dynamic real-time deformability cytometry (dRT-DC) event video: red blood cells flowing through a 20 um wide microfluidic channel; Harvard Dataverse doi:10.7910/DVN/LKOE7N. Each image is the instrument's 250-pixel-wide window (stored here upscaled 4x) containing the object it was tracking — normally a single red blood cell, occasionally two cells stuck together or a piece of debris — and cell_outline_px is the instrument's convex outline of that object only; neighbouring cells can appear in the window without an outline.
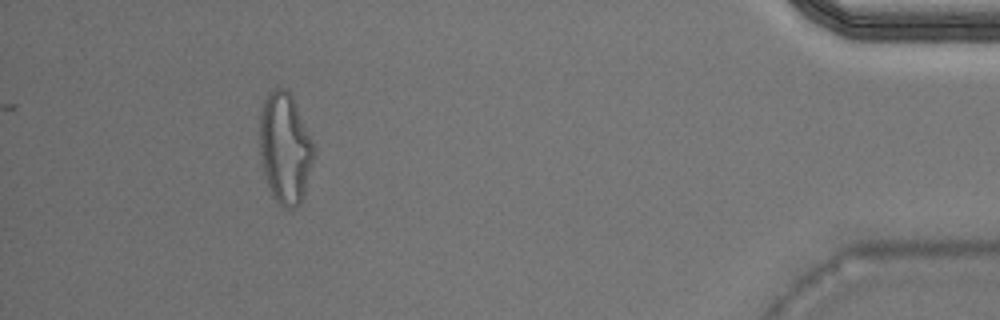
{"species": "Egyptian fruit bat (a non-hibernating species)", "species_latin": "Rousettus aegyptiacus", "temperature_condition": "warm", "stored_images_in_passage": 37, "camera_frame_rate_fps": 3000, "um_per_image_px": 0.085, "animal": {"sex": "male"}, "frame": {"image": 1, "passage_image": 37, "time_ms": 12.0, "image_size_px": [1000, 320], "cell_outline_px": [[316, 156], [304, 196], [300, 204], [296, 208], [284, 208], [272, 196], [264, 172], [260, 156], [260, 112], [264, 100], [268, 92], [276, 88], [284, 88], [292, 96], [316, 148]], "centroid_in_image_um": [24.26, 12.62], "position_along_channel_um": 410.9, "area_um2": 35.32}}